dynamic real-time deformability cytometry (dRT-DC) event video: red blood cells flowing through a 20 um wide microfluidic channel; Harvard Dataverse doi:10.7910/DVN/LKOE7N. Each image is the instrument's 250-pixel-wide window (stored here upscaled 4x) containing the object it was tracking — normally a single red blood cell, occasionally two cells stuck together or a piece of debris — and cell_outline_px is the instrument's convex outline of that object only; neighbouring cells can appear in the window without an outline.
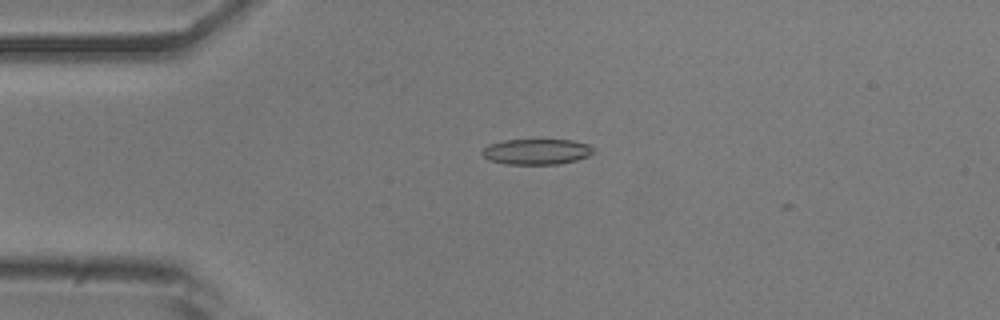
{"species": "common noctule bat (a hibernating species)", "species_latin": "Nyctalus noctula", "temperature_condition": "room temperature", "stored_images_in_passage": 3, "camera_frame_rate_fps": 3000, "um_per_image_px": 0.085, "animal": {"sex": "male", "body_mass_g": 20.5, "forearm_length_mm": 52.5}, "frame": {"image": 1, "passage_image": 1, "time_ms": 0.0, "image_size_px": [1000, 320], "cell_outline_px": [[592, 152], [588, 156], [576, 160], [560, 164], [504, 164], [488, 160], [480, 152], [488, 144], [504, 140], [572, 140], [588, 144], [592, 148]], "centroid_in_image_um": [45.56, 12.89], "position_along_channel_um": 39.4, "area_um2": 16.59}}